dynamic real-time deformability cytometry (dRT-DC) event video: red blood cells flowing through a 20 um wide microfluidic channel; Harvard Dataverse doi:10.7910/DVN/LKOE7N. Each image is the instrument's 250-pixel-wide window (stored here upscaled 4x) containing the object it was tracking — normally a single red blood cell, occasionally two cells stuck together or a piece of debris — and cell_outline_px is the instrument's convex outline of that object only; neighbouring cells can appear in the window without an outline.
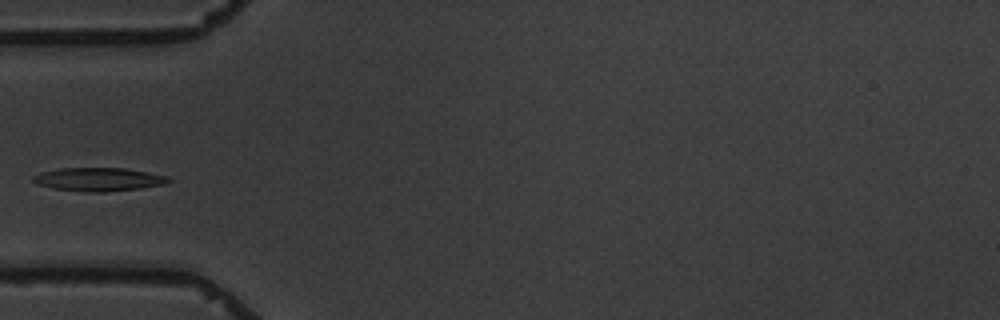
{"species": "common noctule bat (a hibernating species)", "species_latin": "Nyctalus noctula", "temperature_condition": "warm", "stored_images_in_passage": 3, "camera_frame_rate_fps": 3000, "um_per_image_px": 0.085, "animal": {"sex": "male", "body_mass_g": 19.5, "forearm_length_mm": 54.6}, "frame": {"image": 1, "passage_image": 3, "time_ms": 3.333, "image_size_px": [1000, 320], "cell_outline_px": [[172, 180], [168, 184], [140, 188], [108, 192], [84, 192], [52, 188], [36, 184], [32, 180], [32, 176], [40, 172], [60, 168], [124, 168], [168, 176]], "centroid_in_image_um": [8.38, 15.25], "position_along_channel_um": 76.6, "area_um2": 18.67}}